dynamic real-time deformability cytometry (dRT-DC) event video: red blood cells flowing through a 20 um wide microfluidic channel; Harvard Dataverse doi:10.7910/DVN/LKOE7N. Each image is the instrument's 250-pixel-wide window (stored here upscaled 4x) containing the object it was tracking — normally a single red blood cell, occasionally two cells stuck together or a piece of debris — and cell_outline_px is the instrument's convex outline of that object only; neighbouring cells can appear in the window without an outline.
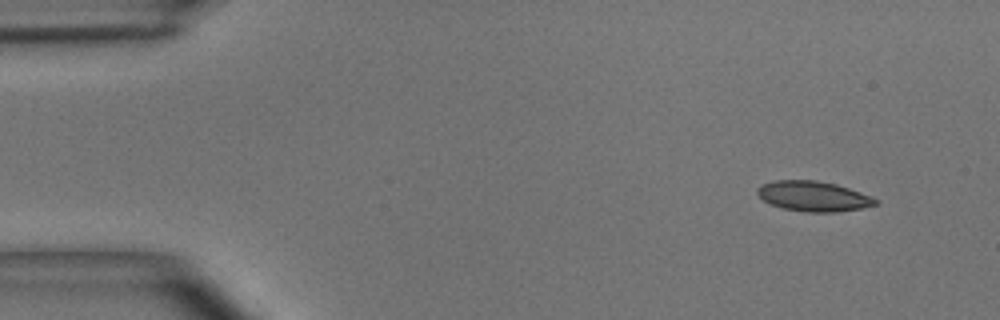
{"species": "common noctule bat (a hibernating species)", "species_latin": "Nyctalus noctula", "temperature_condition": "room temperature", "stored_images_in_passage": 5, "camera_frame_rate_fps": 3000, "um_per_image_px": 0.085, "animal": {"sex": "male", "body_mass_g": 15.6}, "frame": {"image": 1, "passage_image": 1, "time_ms": 0.0, "image_size_px": [1000, 320], "cell_outline_px": [[880, 204], [860, 208], [836, 212], [808, 212], [784, 208], [772, 204], [764, 200], [756, 192], [756, 188], [764, 184], [776, 180], [816, 180], [836, 184], [860, 192], [880, 200]], "centroid_in_image_um": [69.18, 16.68], "position_along_channel_um": 15.8, "area_um2": 20.58}}
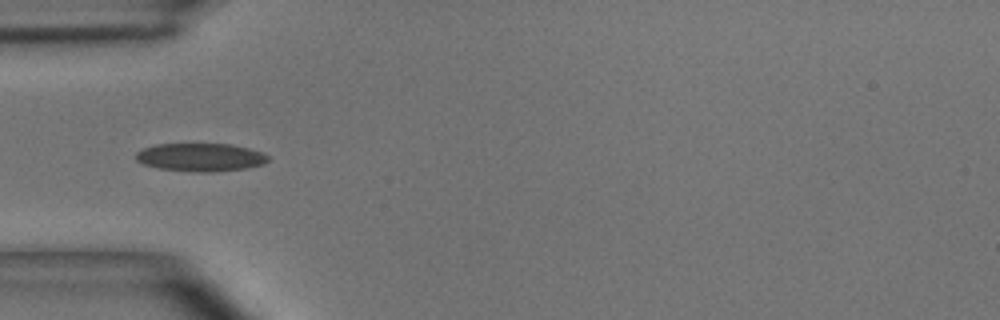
{"frame": {"image": 2, "passage_image": 4, "time_ms": 1.0, "image_size_px": [1000, 320], "cell_outline_px": [[268, 160], [264, 164], [244, 168], [212, 172], [192, 172], [160, 168], [144, 164], [136, 160], [136, 152], [144, 148], [156, 144], [232, 144], [264, 152], [268, 156]], "centroid_in_image_um": [17.06, 13.36], "position_along_channel_um": 67.9, "area_um2": 21.62}}
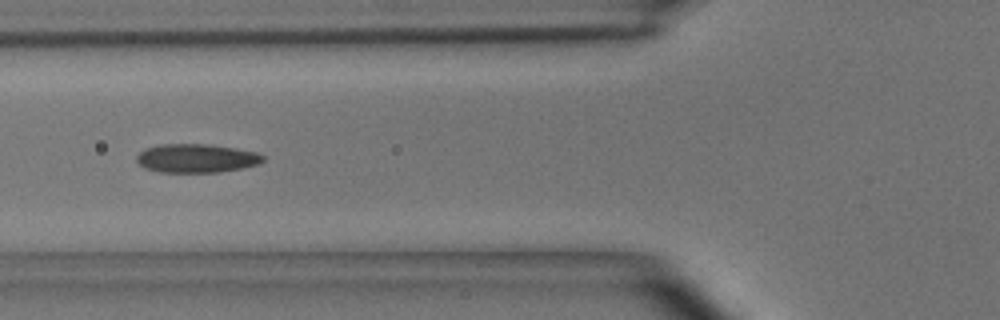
{"frame": {"image": 3, "passage_image": 5, "time_ms": 1.333, "image_size_px": [1000, 320], "cell_outline_px": [[264, 160], [260, 164], [220, 172], [160, 172], [144, 168], [136, 160], [136, 156], [144, 148], [160, 144], [208, 144], [236, 148], [256, 152], [264, 156]], "centroid_in_image_um": [16.68, 13.45], "position_along_channel_um": 109.1, "area_um2": 21.21}}